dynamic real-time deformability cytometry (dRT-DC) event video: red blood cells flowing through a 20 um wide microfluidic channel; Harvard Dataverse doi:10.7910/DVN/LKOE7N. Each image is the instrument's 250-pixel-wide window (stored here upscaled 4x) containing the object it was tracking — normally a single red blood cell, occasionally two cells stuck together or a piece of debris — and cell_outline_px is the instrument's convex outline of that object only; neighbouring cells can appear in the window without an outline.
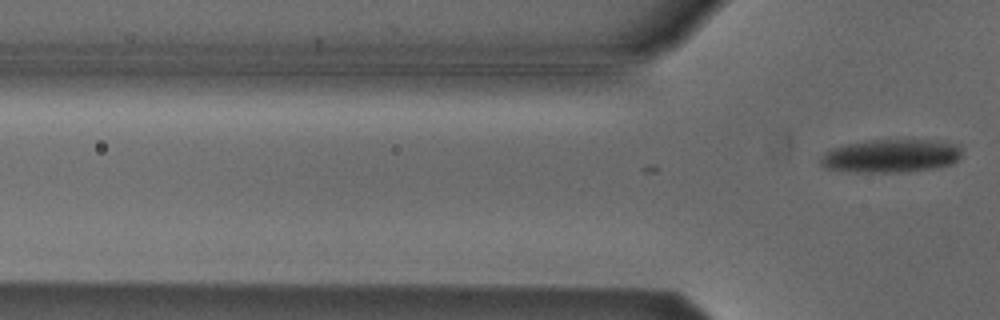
{"species": "Egyptian fruit bat (a non-hibernating species)", "species_latin": "Rousettus aegyptiacus", "temperature_condition": "cold", "stored_images_in_passage": 3, "camera_frame_rate_fps": 3000, "um_per_image_px": 0.085, "animal": {"sex": "male"}, "frame": {"image": 1, "passage_image": 3, "time_ms": 0.667, "image_size_px": [1000, 320], "cell_outline_px": [[960, 156], [952, 164], [936, 168], [908, 172], [856, 172], [824, 168], [820, 164], [820, 156], [824, 152], [832, 148], [844, 144], [864, 140], [896, 136], [932, 140], [956, 144], [960, 148]], "centroid_in_image_um": [75.7, 13.2], "position_along_channel_um": 50.1, "area_um2": 28.61}}